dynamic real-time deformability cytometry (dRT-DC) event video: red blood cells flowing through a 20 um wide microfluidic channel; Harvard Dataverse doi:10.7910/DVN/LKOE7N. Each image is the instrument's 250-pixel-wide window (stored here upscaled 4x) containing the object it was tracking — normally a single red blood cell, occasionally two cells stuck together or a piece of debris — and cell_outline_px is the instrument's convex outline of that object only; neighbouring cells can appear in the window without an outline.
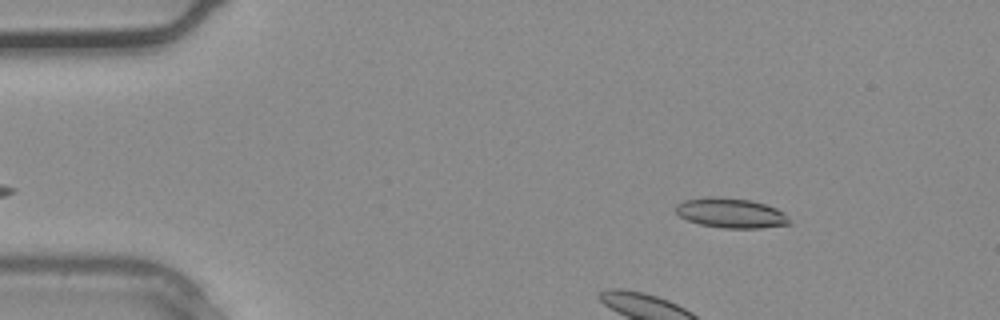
{"species": "common noctule bat (a hibernating species)", "species_latin": "Nyctalus noctula", "temperature_condition": "warm", "stored_images_in_passage": 32, "camera_frame_rate_fps": 3000, "um_per_image_px": 0.085, "animal": {"sex": "male", "body_mass_g": 20.4}, "frame": {"image": 1, "passage_image": 1, "time_ms": 0.0, "image_size_px": [1000, 320], "cell_outline_px": [[792, 224], [760, 228], [720, 228], [700, 224], [688, 220], [680, 216], [676, 212], [676, 204], [684, 200], [704, 196], [712, 196], [752, 200], [776, 208], [784, 212]], "centroid_in_image_um": [62.12, 18.1], "position_along_channel_um": 22.9, "area_um2": 19.88}}